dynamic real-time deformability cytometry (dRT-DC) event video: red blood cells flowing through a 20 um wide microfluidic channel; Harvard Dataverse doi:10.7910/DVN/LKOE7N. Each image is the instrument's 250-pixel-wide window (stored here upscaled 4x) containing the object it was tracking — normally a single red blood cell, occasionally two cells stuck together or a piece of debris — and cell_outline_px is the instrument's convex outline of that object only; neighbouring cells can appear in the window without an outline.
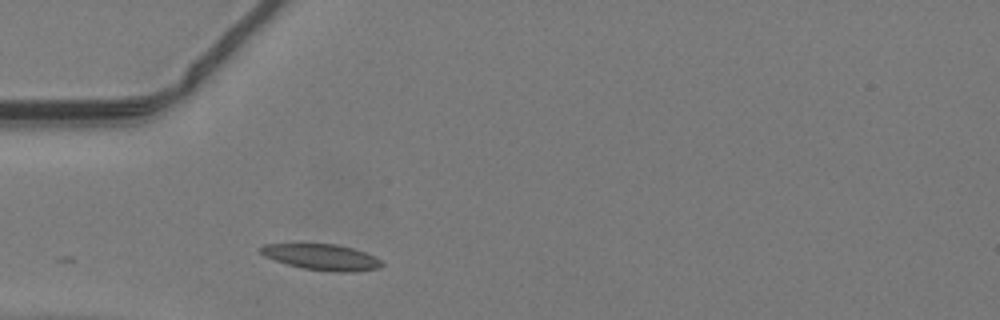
{"species": "common noctule bat (a hibernating species)", "species_latin": "Nyctalus noctula", "temperature_condition": "warm", "stored_images_in_passage": 5, "camera_frame_rate_fps": 3000, "um_per_image_px": 0.085, "animal": {"sex": "male", "body_mass_g": 19.2, "forearm_length_mm": 51.8}, "frame": {"image": 1, "passage_image": 1, "time_ms": 0.0, "image_size_px": [1000, 320], "cell_outline_px": [[384, 264], [380, 268], [352, 272], [336, 272], [304, 268], [288, 264], [264, 256], [256, 248], [264, 244], [336, 244], [352, 248], [364, 252], [380, 260]], "centroid_in_image_um": [27.33, 21.85], "position_along_channel_um": 57.7, "area_um2": 18.15}}